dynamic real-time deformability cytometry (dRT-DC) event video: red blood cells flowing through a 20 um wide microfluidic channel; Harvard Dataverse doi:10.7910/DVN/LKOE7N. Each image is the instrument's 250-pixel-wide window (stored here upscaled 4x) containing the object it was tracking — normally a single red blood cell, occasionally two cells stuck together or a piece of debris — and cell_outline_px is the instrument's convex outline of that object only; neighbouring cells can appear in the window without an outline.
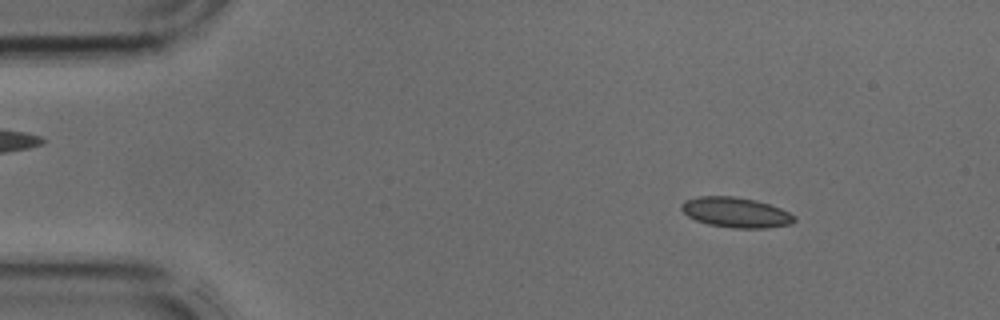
{"species": "common noctule bat (a hibernating species)", "species_latin": "Nyctalus noctula", "temperature_condition": "cold", "stored_images_in_passage": 41, "camera_frame_rate_fps": 3000, "um_per_image_px": 0.085, "animal": {"sex": "male", "body_mass_g": 17.9, "forearm_length_mm": 54.2}, "frame": {"image": 1, "passage_image": 5, "time_ms": 1.333, "image_size_px": [1000, 320], "cell_outline_px": [[796, 220], [792, 224], [768, 228], [732, 228], [708, 224], [696, 220], [688, 216], [680, 208], [680, 204], [684, 200], [700, 196], [736, 196], [756, 200], [780, 208], [796, 216]], "centroid_in_image_um": [62.55, 18.05], "position_along_channel_um": 22.5, "area_um2": 20.0}}
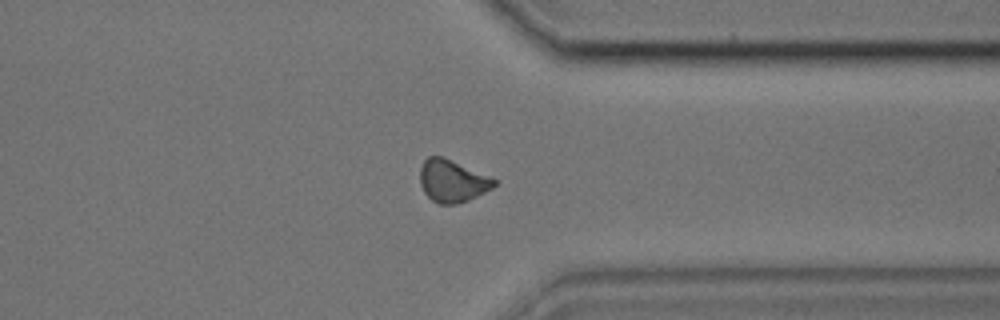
{"frame": {"image": 2, "passage_image": 32, "time_ms": 10.333, "image_size_px": [1000, 320], "cell_outline_px": [[496, 184], [492, 188], [468, 200], [456, 204], [440, 204], [432, 200], [424, 192], [420, 184], [420, 168], [424, 160], [428, 156], [444, 156], [492, 176], [496, 180]], "centroid_in_image_um": [38.45, 15.35], "position_along_channel_um": 372.9, "area_um2": 18.5}}
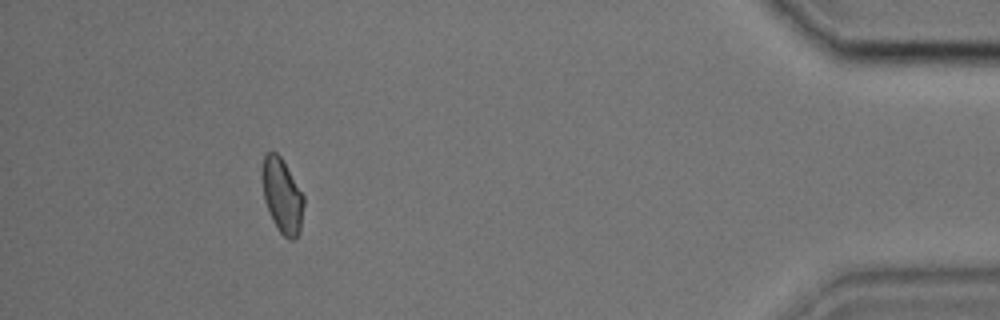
{"frame": {"image": 3, "passage_image": 38, "time_ms": 12.333, "image_size_px": [1000, 320], "cell_outline_px": [[304, 204], [300, 232], [292, 240], [288, 240], [280, 232], [272, 220], [264, 200], [260, 176], [260, 168], [264, 156], [268, 152], [276, 152], [280, 156], [304, 196]], "centroid_in_image_um": [23.95, 16.63], "position_along_channel_um": 411.3, "area_um2": 18.26}}